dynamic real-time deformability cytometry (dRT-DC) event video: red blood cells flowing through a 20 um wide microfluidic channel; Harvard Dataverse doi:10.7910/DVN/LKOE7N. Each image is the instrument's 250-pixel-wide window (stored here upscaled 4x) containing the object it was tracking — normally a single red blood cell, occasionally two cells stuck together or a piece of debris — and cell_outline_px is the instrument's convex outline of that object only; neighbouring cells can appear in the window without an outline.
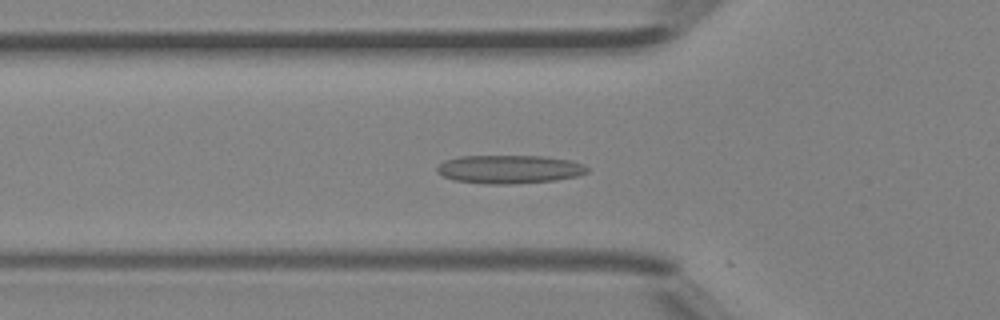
{"species": "Egyptian fruit bat (a non-hibernating species)", "species_latin": "Rousettus aegyptiacus", "temperature_condition": "room temperature", "stored_images_in_passage": 35, "camera_frame_rate_fps": 3000, "um_per_image_px": 0.085, "animal": {"sex": "female"}, "frame": {"image": 1, "passage_image": 5, "time_ms": 1.333, "image_size_px": [1000, 320], "cell_outline_px": [[588, 172], [576, 176], [556, 180], [512, 184], [488, 184], [456, 180], [444, 176], [436, 172], [436, 168], [444, 160], [460, 156], [544, 156], [572, 160], [584, 164], [588, 168]], "centroid_in_image_um": [43.31, 14.38], "position_along_channel_um": 82.5, "area_um2": 24.91}}
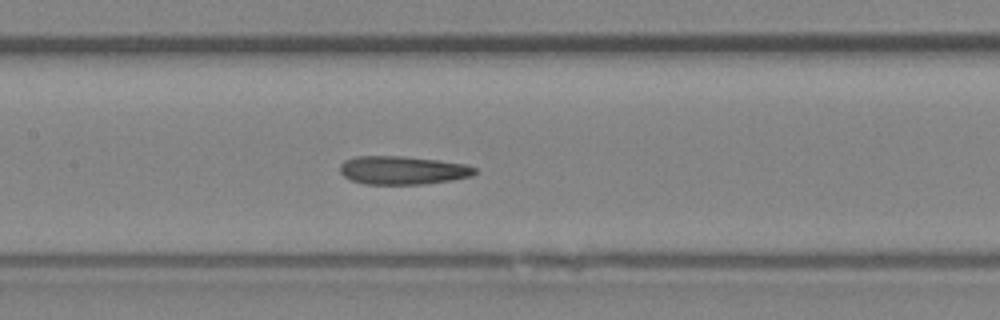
{"frame": {"image": 2, "passage_image": 11, "time_ms": 3.333, "image_size_px": [1000, 320], "cell_outline_px": [[476, 172], [472, 176], [452, 180], [424, 184], [364, 184], [352, 180], [344, 176], [340, 172], [340, 164], [344, 160], [356, 156], [404, 156], [440, 160], [464, 164], [476, 168]], "centroid_in_image_um": [34.22, 14.47], "position_along_channel_um": 173.2, "area_um2": 22.37}}
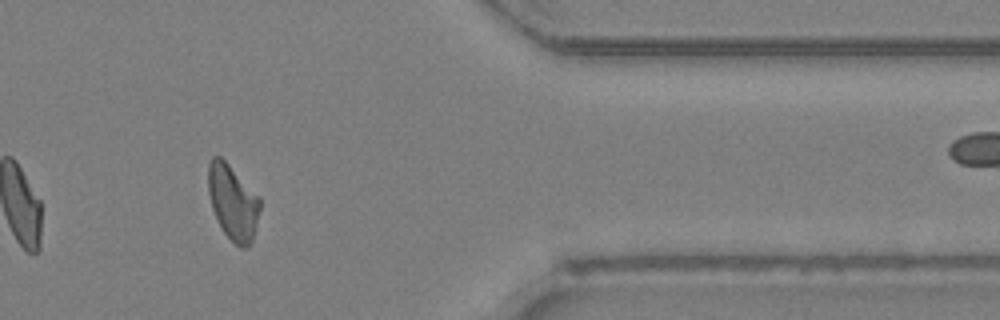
{"frame": {"image": 3, "passage_image": 27, "time_ms": 8.667, "image_size_px": [1000, 320], "cell_outline_px": [[260, 208], [252, 240], [248, 248], [240, 248], [224, 232], [212, 208], [208, 192], [208, 164], [212, 156], [220, 156], [260, 196]], "centroid_in_image_um": [19.79, 17.17], "position_along_channel_um": 391.6, "area_um2": 22.43}, "authors_computed_cell_mechanics": {"area_um2": 22.253, "velocity_mm_per_s": 4.535, "shape_relaxation_time_tau1_ms": 8.0546, "shape_relaxation_time_tau2_ms": 2.7718, "deformation_change_tau1": 0.1602, "deformation_change_tau2": 0.1051}}